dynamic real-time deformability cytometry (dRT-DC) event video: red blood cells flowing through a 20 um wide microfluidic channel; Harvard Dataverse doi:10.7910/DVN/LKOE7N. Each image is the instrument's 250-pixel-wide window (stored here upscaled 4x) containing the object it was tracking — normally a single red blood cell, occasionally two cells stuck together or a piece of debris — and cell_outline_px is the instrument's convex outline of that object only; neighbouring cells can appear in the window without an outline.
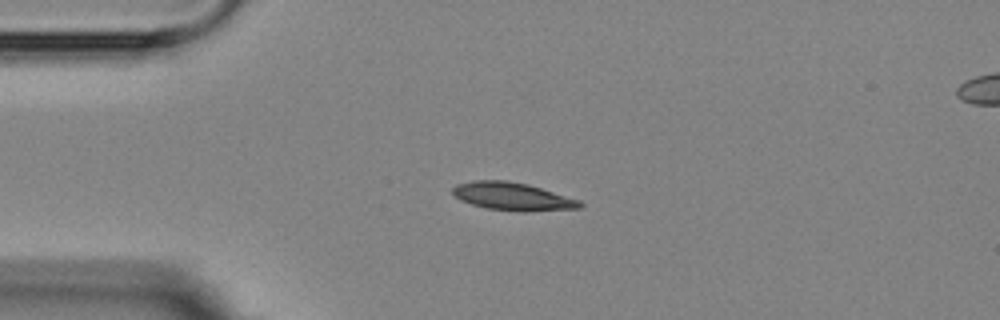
{"species": "Egyptian fruit bat (a non-hibernating species)", "species_latin": "Rousettus aegyptiacus", "temperature_condition": "room temperature", "stored_images_in_passage": 6, "camera_frame_rate_fps": 3000, "um_per_image_px": 0.085, "animal": {"sex": "female"}, "frame": {"image": 1, "passage_image": 1, "time_ms": 0.0, "image_size_px": [1000, 320], "cell_outline_px": [[584, 204], [580, 208], [524, 212], [488, 208], [472, 204], [460, 200], [452, 192], [452, 188], [456, 184], [472, 180], [508, 180], [528, 184], [580, 200]], "centroid_in_image_um": [43.57, 16.69], "position_along_channel_um": 41.4, "area_um2": 20.69}}
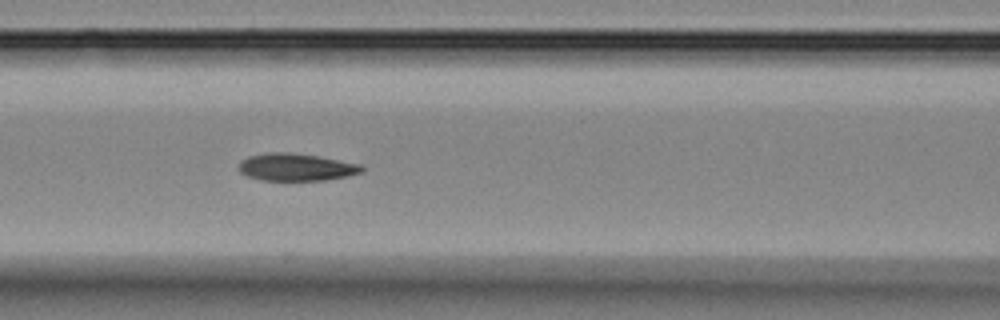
{"frame": {"image": 2, "passage_image": 4, "time_ms": 3.333, "image_size_px": [1000, 320], "cell_outline_px": [[364, 172], [348, 176], [324, 180], [260, 180], [248, 176], [240, 172], [236, 168], [240, 160], [248, 156], [268, 152], [288, 152], [320, 156], [360, 164], [364, 168]], "centroid_in_image_um": [25.15, 14.2], "position_along_channel_um": 141.5, "area_um2": 19.88}}
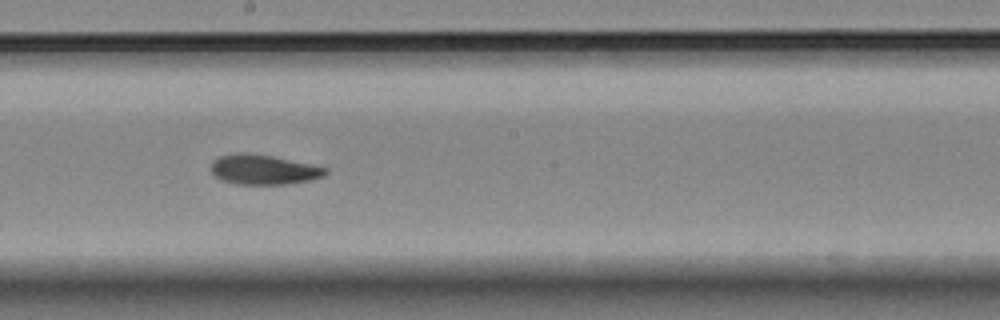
{"frame": {"image": 3, "passage_image": 6, "time_ms": 5.667, "image_size_px": [1000, 320], "cell_outline_px": [[328, 172], [324, 176], [308, 180], [288, 184], [236, 184], [220, 180], [212, 172], [212, 164], [220, 156], [244, 152], [272, 156], [328, 168]], "centroid_in_image_um": [22.41, 14.42], "position_along_channel_um": 225.8, "area_um2": 19.59}}